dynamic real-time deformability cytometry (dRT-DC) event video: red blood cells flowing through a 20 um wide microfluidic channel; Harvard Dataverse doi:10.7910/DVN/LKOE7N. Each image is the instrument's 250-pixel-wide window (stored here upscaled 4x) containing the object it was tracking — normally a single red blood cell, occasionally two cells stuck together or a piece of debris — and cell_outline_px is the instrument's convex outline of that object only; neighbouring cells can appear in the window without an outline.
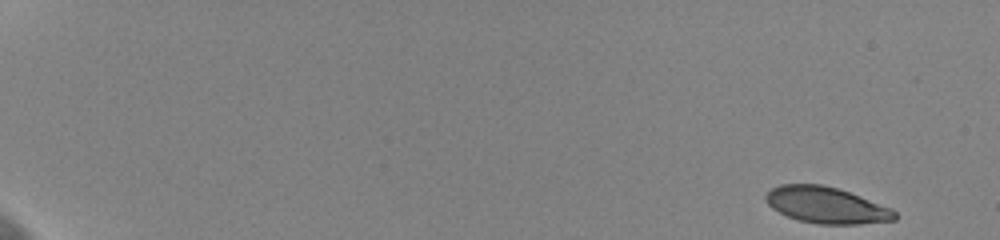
{"species": "human", "species_latin": "Homo sapiens", "temperature_condition": "cold", "stored_images_in_passage": 56, "camera_frame_rate_fps": 3000, "um_per_image_px": 0.085, "donor": {"sex": "female"}, "frame": {"image": 1, "passage_image": 1, "time_ms": 0.0, "image_size_px": [1000, 240], "cell_outline_px": [[896, 220], [860, 224], [820, 224], [800, 220], [788, 216], [772, 208], [764, 200], [764, 196], [772, 188], [780, 184], [820, 184], [836, 188], [848, 192], [892, 208], [896, 212]], "centroid_in_image_um": [70.23, 17.44], "position_along_channel_um": 14.8, "area_um2": 27.11}}
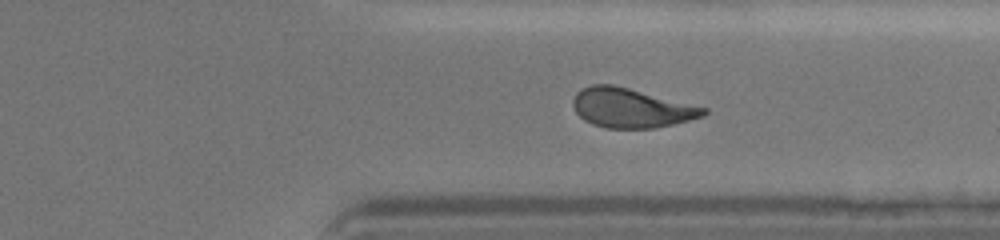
{"frame": {"image": 2, "passage_image": 45, "time_ms": 14.667, "image_size_px": [1000, 240], "cell_outline_px": [[708, 112], [704, 116], [672, 124], [652, 128], [604, 128], [592, 124], [584, 120], [576, 112], [572, 104], [572, 100], [576, 92], [580, 88], [592, 84], [612, 84], [708, 108]], "centroid_in_image_um": [53.61, 9.17], "position_along_channel_um": 357.8, "area_um2": 29.88}}
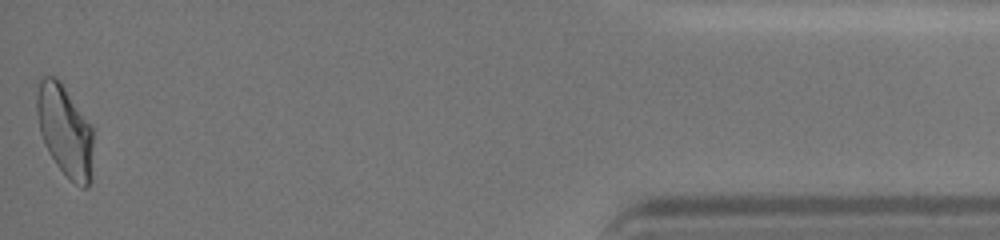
{"frame": {"image": 3, "passage_image": 56, "time_ms": 18.333, "image_size_px": [1000, 240], "cell_outline_px": [[92, 148], [88, 184], [84, 188], [80, 188], [56, 164], [48, 152], [44, 144], [40, 132], [36, 112], [36, 96], [40, 76], [56, 76], [60, 80], [92, 128]], "centroid_in_image_um": [5.46, 11.04], "position_along_channel_um": 429.7, "area_um2": 29.48}, "authors_computed_cell_mechanics": {"area_um2": 29.767, "velocity_mm_per_s": 3.6215, "shape_relaxation_time_tau1_ms": 5.2843, "shape_relaxation_time_tau2_ms": 1.7698, "deformation_change_tau1": 0.1714, "deformation_change_tau2": 0.086}}